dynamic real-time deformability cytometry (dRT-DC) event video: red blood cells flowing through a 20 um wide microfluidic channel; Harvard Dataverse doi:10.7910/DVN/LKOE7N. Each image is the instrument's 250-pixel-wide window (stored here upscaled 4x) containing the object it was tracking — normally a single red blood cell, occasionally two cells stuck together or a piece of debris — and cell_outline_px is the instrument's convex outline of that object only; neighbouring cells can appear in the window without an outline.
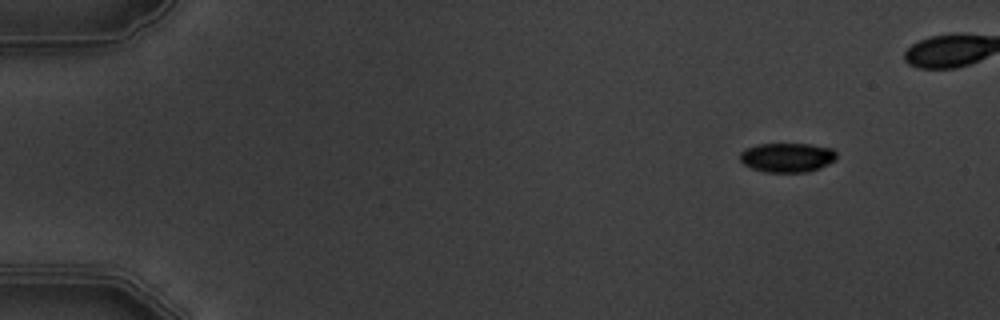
{"species": "common noctule bat (a hibernating species)", "species_latin": "Nyctalus noctula", "temperature_condition": "warm", "stored_images_in_passage": 5, "camera_frame_rate_fps": 3000, "um_per_image_px": 0.085, "animal": {"sex": "male", "body_mass_g": 19.5, "forearm_length_mm": 54.6}, "frame": {"image": 1, "passage_image": 1, "time_ms": 0.0, "image_size_px": [1000, 320], "cell_outline_px": [[836, 160], [820, 168], [808, 172], [764, 172], [752, 168], [744, 164], [740, 160], [740, 152], [744, 148], [760, 144], [808, 144], [832, 148], [836, 152]], "centroid_in_image_um": [66.91, 13.39], "position_along_channel_um": 18.1, "area_um2": 16.59}}